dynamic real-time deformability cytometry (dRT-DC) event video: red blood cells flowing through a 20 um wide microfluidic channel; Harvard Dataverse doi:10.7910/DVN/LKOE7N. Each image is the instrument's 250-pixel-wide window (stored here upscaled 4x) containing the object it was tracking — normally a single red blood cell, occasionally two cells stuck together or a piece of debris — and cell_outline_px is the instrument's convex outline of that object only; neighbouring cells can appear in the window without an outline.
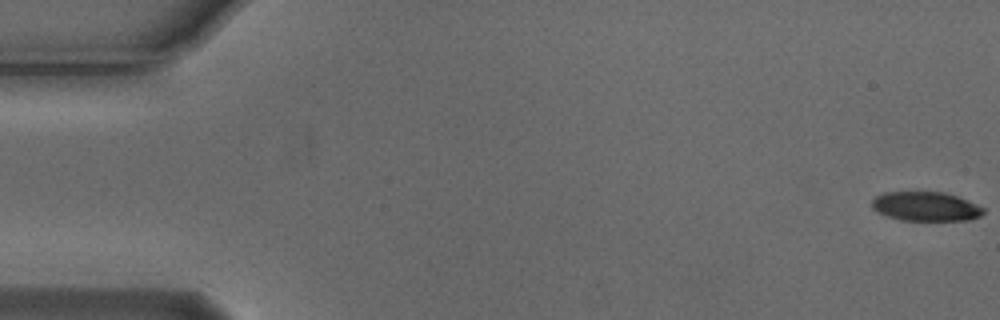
{"species": "Egyptian fruit bat (a non-hibernating species)", "species_latin": "Rousettus aegyptiacus", "temperature_condition": "cold", "stored_images_in_passage": 56, "camera_frame_rate_fps": 3000, "um_per_image_px": 0.085, "animal": {"sex": "male"}, "frame": {"image": 1, "passage_image": 1, "time_ms": 0.0, "image_size_px": [1000, 320], "cell_outline_px": [[984, 212], [980, 216], [968, 220], [900, 220], [888, 216], [872, 208], [872, 200], [876, 196], [884, 192], [944, 192], [956, 196], [976, 204], [984, 208]], "centroid_in_image_um": [78.69, 17.54], "position_along_channel_um": 6.3, "area_um2": 18.79}}
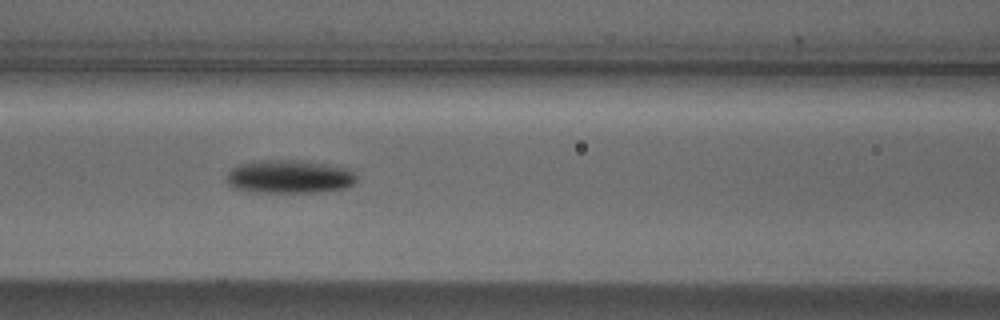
{"frame": {"image": 2, "passage_image": 24, "time_ms": 7.667, "image_size_px": [1000, 320], "cell_outline_px": [[356, 180], [352, 184], [344, 188], [312, 192], [256, 192], [236, 188], [228, 184], [228, 172], [232, 168], [240, 164], [268, 160], [300, 160], [348, 168], [356, 176]], "centroid_in_image_um": [24.6, 15.01], "position_along_channel_um": 142.0, "area_um2": 24.74}}
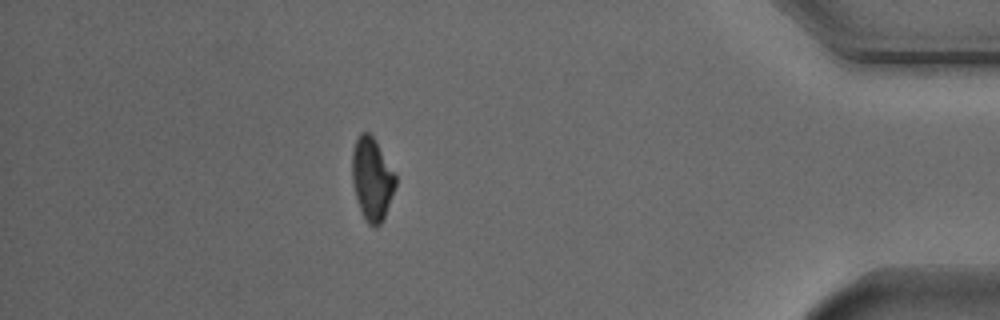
{"frame": {"image": 3, "passage_image": 49, "time_ms": 16.0, "image_size_px": [1000, 320], "cell_outline_px": [[396, 184], [384, 220], [376, 228], [368, 224], [360, 208], [356, 196], [352, 180], [352, 152], [356, 140], [360, 132], [368, 132], [372, 136], [396, 172]], "centroid_in_image_um": [31.64, 15.22], "position_along_channel_um": 403.6, "area_um2": 20.92}, "authors_computed_cell_mechanics": {"area_um2": 21.964, "velocity_mm_per_s": 3.7176, "shape_relaxation_time_tau1_ms": 3.2262, "shape_relaxation_time_tau2_ms": null, "deformation_change_tau1": 0.1211, "deformation_change_tau2": null}}